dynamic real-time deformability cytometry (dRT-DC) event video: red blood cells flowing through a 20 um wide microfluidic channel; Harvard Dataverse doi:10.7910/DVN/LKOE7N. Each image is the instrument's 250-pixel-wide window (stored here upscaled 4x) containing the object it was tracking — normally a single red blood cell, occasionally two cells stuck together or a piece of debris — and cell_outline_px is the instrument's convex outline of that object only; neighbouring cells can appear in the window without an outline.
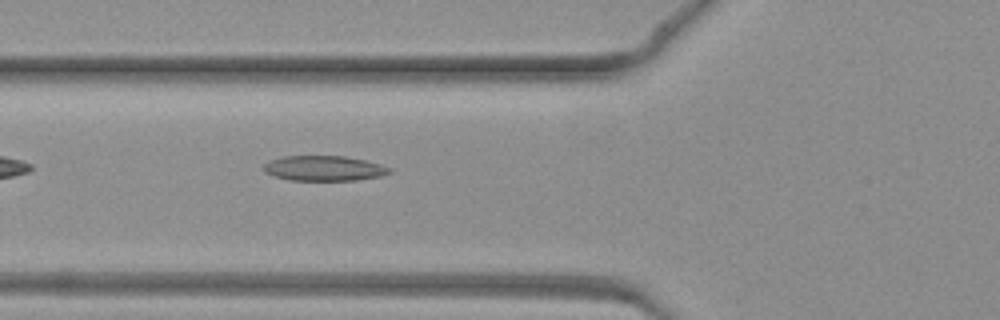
{"species": "common noctule bat (a hibernating species)", "species_latin": "Nyctalus noctula", "temperature_condition": "warm", "stored_images_in_passage": 18, "camera_frame_rate_fps": 3000, "um_per_image_px": 0.085, "animal": {"sex": "female", "body_mass_g": 19.3, "forearm_length_mm": 54.1}, "frame": {"image": 1, "passage_image": 3, "time_ms": 0.667, "image_size_px": [1000, 320], "cell_outline_px": [[392, 172], [380, 176], [356, 180], [288, 180], [272, 176], [264, 172], [264, 164], [268, 160], [284, 156], [344, 156], [364, 160], [380, 164], [392, 168]], "centroid_in_image_um": [27.51, 14.3], "position_along_channel_um": 98.3, "area_um2": 18.5}}
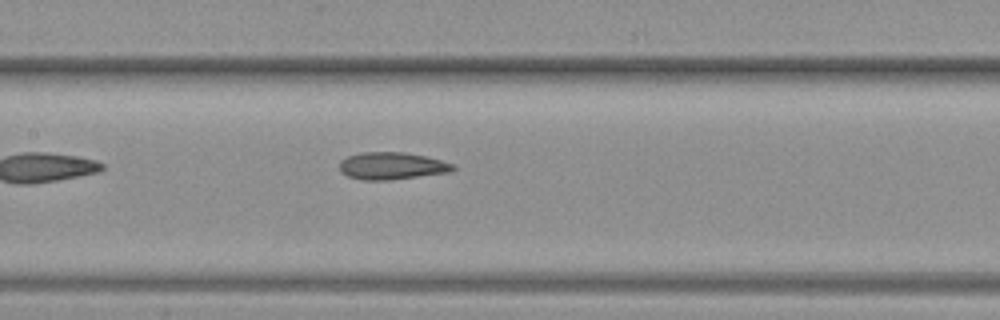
{"frame": {"image": 2, "passage_image": 8, "time_ms": 2.333, "image_size_px": [1000, 320], "cell_outline_px": [[456, 168], [448, 172], [388, 180], [364, 180], [348, 176], [340, 172], [340, 160], [348, 156], [360, 152], [404, 152], [424, 156], [456, 164]], "centroid_in_image_um": [33.28, 14.09], "position_along_channel_um": 174.1, "area_um2": 17.92}}
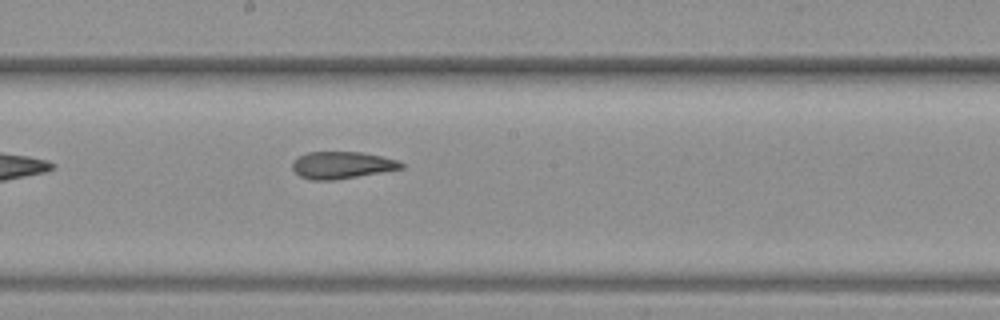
{"frame": {"image": 3, "passage_image": 11, "time_ms": 3.333, "image_size_px": [1000, 320], "cell_outline_px": [[404, 168], [332, 180], [308, 180], [300, 176], [292, 168], [292, 164], [300, 156], [308, 152], [360, 152], [380, 156], [396, 160], [404, 164]], "centroid_in_image_um": [29.04, 14.04], "position_along_channel_um": 219.2, "area_um2": 16.82}}